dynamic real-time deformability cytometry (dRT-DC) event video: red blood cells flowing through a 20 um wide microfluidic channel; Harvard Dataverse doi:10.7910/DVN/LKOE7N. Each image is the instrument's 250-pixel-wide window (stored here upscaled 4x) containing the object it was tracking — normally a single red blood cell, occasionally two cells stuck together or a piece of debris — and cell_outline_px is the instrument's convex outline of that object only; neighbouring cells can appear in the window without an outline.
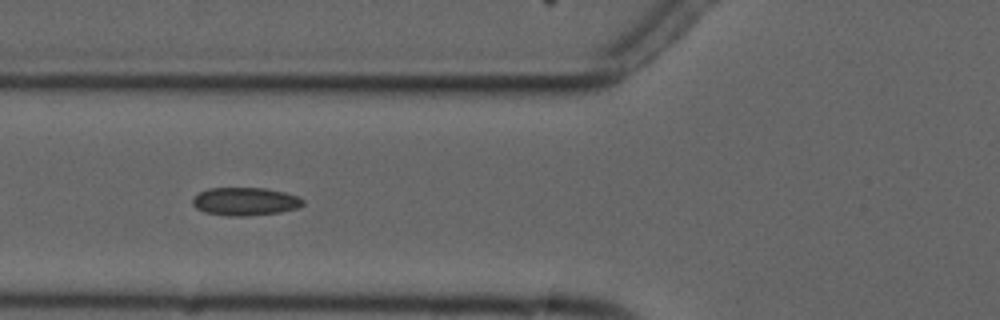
{"species": "common noctule bat (a hibernating species)", "species_latin": "Nyctalus noctula", "temperature_condition": "cold", "stored_images_in_passage": 11, "segment_of_instrument_passage": [1, 2], "camera_frame_rate_fps": 3000, "um_per_image_px": 0.085, "animal": {"sex": "male", "forearm_length_mm": 52.5}, "frame": {"image": 1, "passage_image": 5, "time_ms": 5.667, "image_size_px": [1000, 320], "cell_outline_px": [[304, 204], [296, 208], [280, 212], [244, 216], [228, 216], [204, 212], [196, 208], [192, 204], [192, 200], [200, 192], [208, 188], [264, 188], [284, 192], [300, 196], [304, 200]], "centroid_in_image_um": [20.85, 17.12], "position_along_channel_um": 105.0, "area_um2": 18.03}}
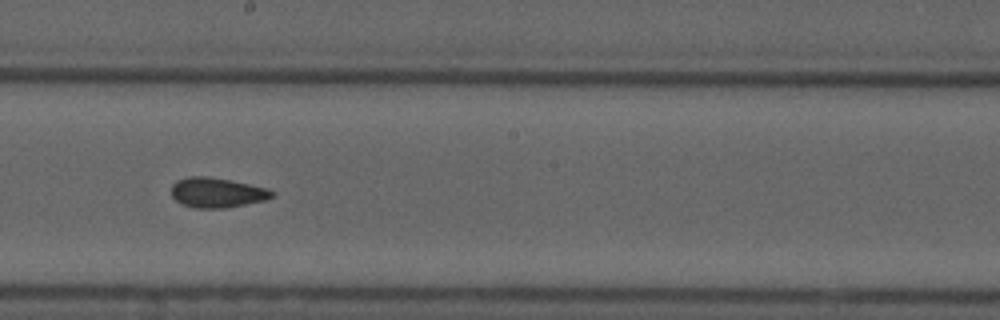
{"frame": {"image": 2, "passage_image": 8, "time_ms": 9.0, "image_size_px": [1000, 320], "cell_outline_px": [[276, 196], [264, 200], [224, 208], [196, 208], [180, 204], [172, 196], [172, 184], [176, 180], [188, 176], [208, 176], [232, 180], [268, 188], [276, 192]], "centroid_in_image_um": [18.45, 16.36], "position_along_channel_um": 229.7, "area_um2": 17.74}}
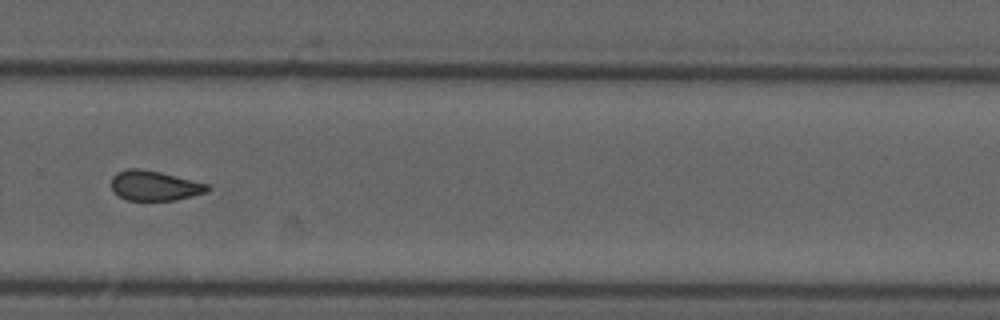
{"frame": {"image": 3, "passage_image": 10, "time_ms": 11.333, "image_size_px": [1000, 320], "cell_outline_px": [[212, 188], [208, 192], [176, 200], [128, 200], [112, 192], [112, 176], [116, 172], [128, 168], [140, 168], [160, 172], [208, 184]], "centroid_in_image_um": [13.13, 15.78], "position_along_channel_um": 316.7, "area_um2": 16.82}}